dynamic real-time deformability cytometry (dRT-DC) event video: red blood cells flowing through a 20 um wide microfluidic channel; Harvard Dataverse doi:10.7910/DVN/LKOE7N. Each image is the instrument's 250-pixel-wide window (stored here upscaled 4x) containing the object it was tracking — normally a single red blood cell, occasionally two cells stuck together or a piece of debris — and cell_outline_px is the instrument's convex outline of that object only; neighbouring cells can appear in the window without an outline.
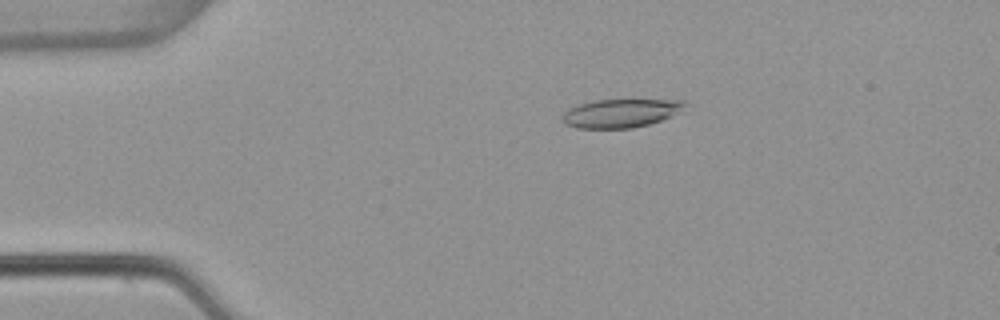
{"species": "common noctule bat (a hibernating species)", "species_latin": "Nyctalus noctula", "temperature_condition": "warm", "stored_images_in_passage": 54, "camera_frame_rate_fps": 3000, "um_per_image_px": 0.085, "animal": {"sex": "female", "body_mass_g": 22.7, "forearm_length_mm": 54.2}, "frame": {"image": 1, "passage_image": 11, "time_ms": 3.333, "image_size_px": [1000, 320], "cell_outline_px": [[688, 104], [668, 116], [660, 120], [648, 124], [632, 128], [576, 128], [564, 124], [560, 120], [560, 116], [568, 108], [592, 100], [684, 100]], "centroid_in_image_um": [52.64, 9.62], "position_along_channel_um": 32.4, "area_um2": 20.17}}
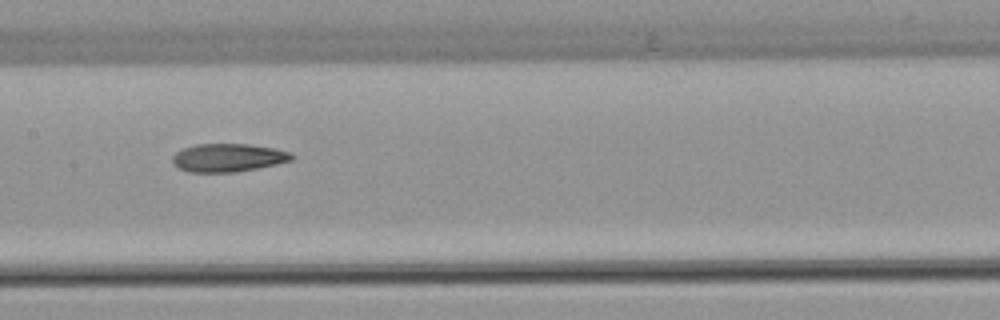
{"frame": {"image": 2, "passage_image": 27, "time_ms": 8.667, "image_size_px": [1000, 320], "cell_outline_px": [[296, 156], [292, 160], [276, 164], [256, 168], [232, 172], [188, 172], [172, 164], [172, 156], [176, 152], [184, 148], [196, 144], [248, 144], [276, 148], [292, 152]], "centroid_in_image_um": [19.41, 13.39], "position_along_channel_um": 188.0, "area_um2": 19.65}}
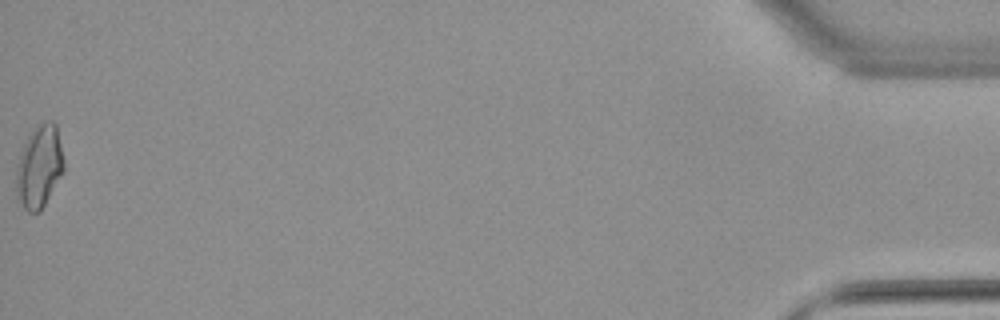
{"frame": {"image": 3, "passage_image": 54, "time_ms": 17.667, "image_size_px": [1000, 320], "cell_outline_px": [[64, 172], [40, 212], [28, 212], [16, 200], [16, 164], [24, 144], [32, 128], [44, 120], [52, 120], [56, 124], [64, 160]], "centroid_in_image_um": [3.33, 14.16], "position_along_channel_um": 431.9, "area_um2": 23.35}, "authors_computed_cell_mechanics": {"area_um2": 20.1722, "velocity_mm_per_s": 3.8361, "shape_relaxation_time_tau1_ms": null, "shape_relaxation_time_tau2_ms": 4.0176, "deformation_change_tau1": null, "deformation_change_tau2": 0.1239}}